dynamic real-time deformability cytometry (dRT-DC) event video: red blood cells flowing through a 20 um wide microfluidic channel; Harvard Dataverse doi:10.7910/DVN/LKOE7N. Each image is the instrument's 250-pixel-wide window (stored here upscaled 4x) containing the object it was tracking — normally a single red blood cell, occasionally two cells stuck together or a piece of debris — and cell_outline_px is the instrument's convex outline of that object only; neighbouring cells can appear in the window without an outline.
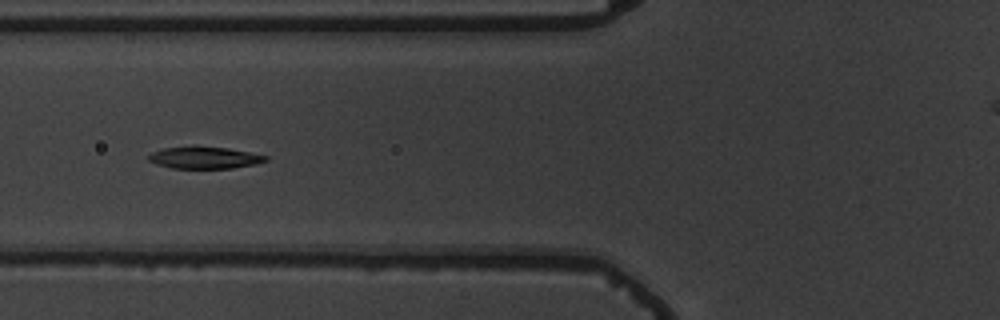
{"species": "common noctule bat (a hibernating species)", "species_latin": "Nyctalus noctula", "temperature_condition": "warm", "stored_images_in_passage": 7, "camera_frame_rate_fps": 3000, "um_per_image_px": 0.085, "animal": {"sex": "male", "body_mass_g": 19.5, "forearm_length_mm": 54.6}, "frame": {"image": 1, "passage_image": 3, "time_ms": 2.333, "image_size_px": [1000, 320], "cell_outline_px": [[268, 160], [256, 164], [232, 168], [172, 168], [156, 164], [148, 160], [148, 156], [152, 152], [164, 148], [196, 144], [228, 148], [268, 156]], "centroid_in_image_um": [17.36, 13.37], "position_along_channel_um": 108.4, "area_um2": 15.32}}
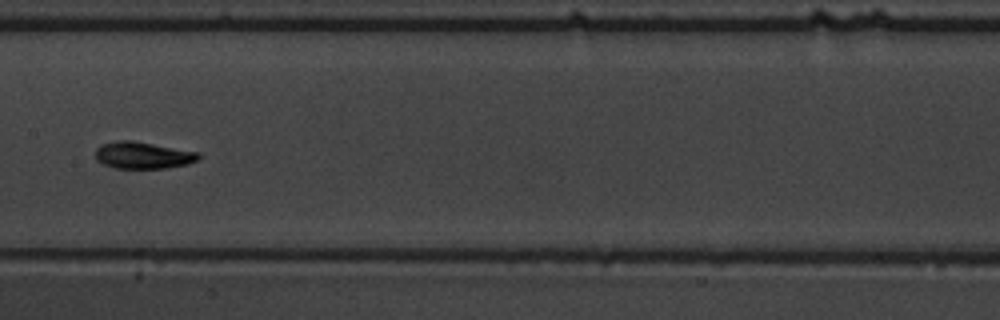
{"frame": {"image": 2, "passage_image": 5, "time_ms": 4.667, "image_size_px": [1000, 320], "cell_outline_px": [[200, 160], [188, 164], [164, 168], [116, 168], [104, 164], [96, 160], [96, 148], [100, 144], [120, 140], [132, 140], [200, 152]], "centroid_in_image_um": [12.17, 13.19], "position_along_channel_um": 195.2, "area_um2": 16.24}}
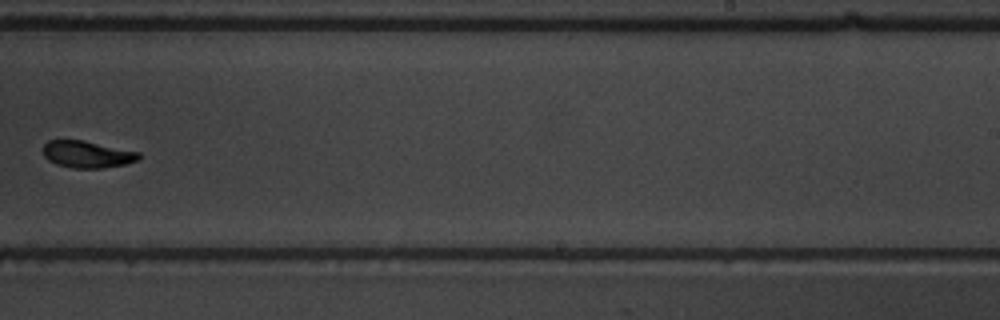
{"frame": {"image": 3, "passage_image": 7, "time_ms": 7.0, "image_size_px": [1000, 320], "cell_outline_px": [[140, 160], [124, 164], [104, 168], [72, 168], [56, 164], [48, 160], [44, 156], [44, 144], [48, 140], [84, 140], [140, 152]], "centroid_in_image_um": [7.43, 13.12], "position_along_channel_um": 281.6, "area_um2": 15.09}}